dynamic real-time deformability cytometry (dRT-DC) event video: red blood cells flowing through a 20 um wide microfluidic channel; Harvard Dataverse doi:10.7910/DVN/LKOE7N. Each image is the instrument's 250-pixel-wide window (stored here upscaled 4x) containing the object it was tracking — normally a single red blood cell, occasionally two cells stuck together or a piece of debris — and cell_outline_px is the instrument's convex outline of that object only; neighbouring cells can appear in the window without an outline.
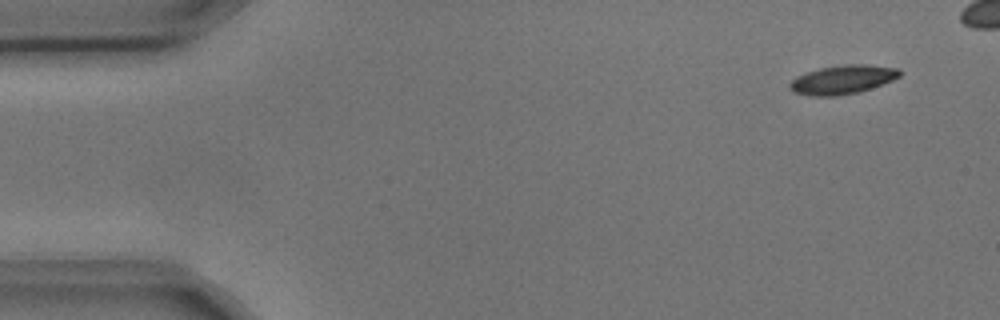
{"species": "common noctule bat (a hibernating species)", "species_latin": "Nyctalus noctula", "temperature_condition": "cold", "stored_images_in_passage": 5, "camera_frame_rate_fps": 3000, "um_per_image_px": 0.085, "animal": {"sex": "male", "body_mass_g": 17.9, "forearm_length_mm": 54.2}, "frame": {"image": 1, "passage_image": 1, "time_ms": 0.0, "image_size_px": [1000, 320], "cell_outline_px": [[900, 76], [892, 80], [856, 92], [836, 96], [808, 96], [792, 92], [788, 88], [788, 84], [796, 76], [804, 72], [820, 68], [844, 64], [868, 64], [900, 68]], "centroid_in_image_um": [71.55, 6.76], "position_along_channel_um": 13.5, "area_um2": 18.55}}